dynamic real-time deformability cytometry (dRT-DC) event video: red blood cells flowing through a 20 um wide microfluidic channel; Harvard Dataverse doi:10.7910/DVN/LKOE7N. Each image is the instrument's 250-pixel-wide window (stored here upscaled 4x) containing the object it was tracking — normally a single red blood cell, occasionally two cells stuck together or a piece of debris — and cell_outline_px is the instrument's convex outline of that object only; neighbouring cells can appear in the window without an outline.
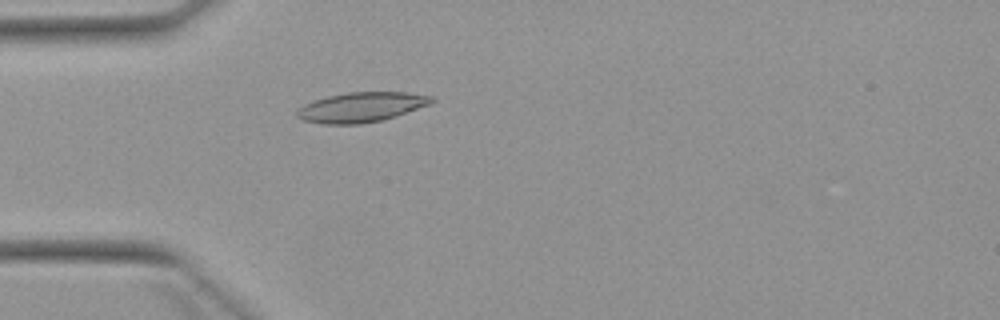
{"species": "Egyptian fruit bat (a non-hibernating species)", "species_latin": "Rousettus aegyptiacus", "temperature_condition": "warm", "stored_images_in_passage": 4, "camera_frame_rate_fps": 3000, "um_per_image_px": 0.085, "animal": {"sex": "female"}, "frame": {"image": 1, "passage_image": 4, "time_ms": 4.333, "image_size_px": [1000, 320], "cell_outline_px": [[436, 100], [432, 104], [380, 120], [360, 124], [324, 124], [304, 120], [296, 116], [296, 112], [304, 104], [312, 100], [328, 96], [348, 92], [408, 92], [436, 96]], "centroid_in_image_um": [30.74, 9.09], "position_along_channel_um": 54.3, "area_um2": 23.41}}